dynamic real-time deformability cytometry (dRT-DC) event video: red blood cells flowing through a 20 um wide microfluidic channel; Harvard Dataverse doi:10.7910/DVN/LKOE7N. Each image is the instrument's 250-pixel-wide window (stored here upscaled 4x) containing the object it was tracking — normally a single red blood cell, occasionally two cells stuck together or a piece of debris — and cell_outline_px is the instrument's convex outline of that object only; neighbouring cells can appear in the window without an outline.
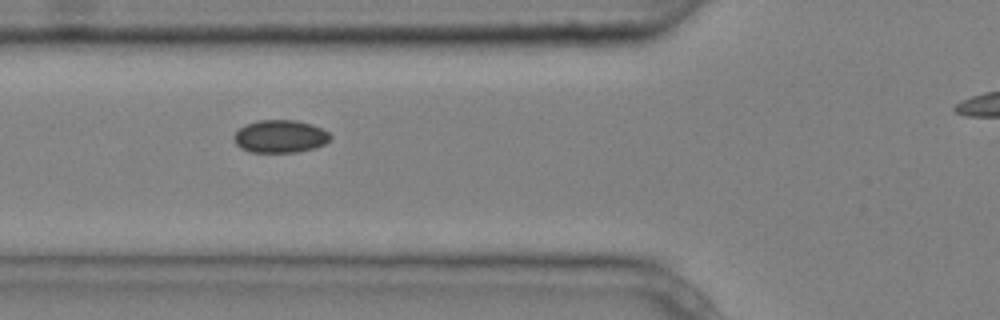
{"species": "common noctule bat (a hibernating species)", "species_latin": "Nyctalus noctula", "temperature_condition": "cold", "stored_images_in_passage": 10, "camera_frame_rate_fps": 3000, "um_per_image_px": 0.085, "animal": {"sex": "male", "body_mass_g": 20.4}, "frame": {"image": 1, "passage_image": 5, "time_ms": 1.333, "image_size_px": [1000, 320], "cell_outline_px": [[332, 140], [316, 148], [296, 152], [248, 152], [240, 148], [236, 144], [232, 136], [244, 124], [260, 120], [296, 120], [312, 124], [328, 132], [332, 136]], "centroid_in_image_um": [23.82, 11.6], "position_along_channel_um": 102.0, "area_um2": 18.61}}
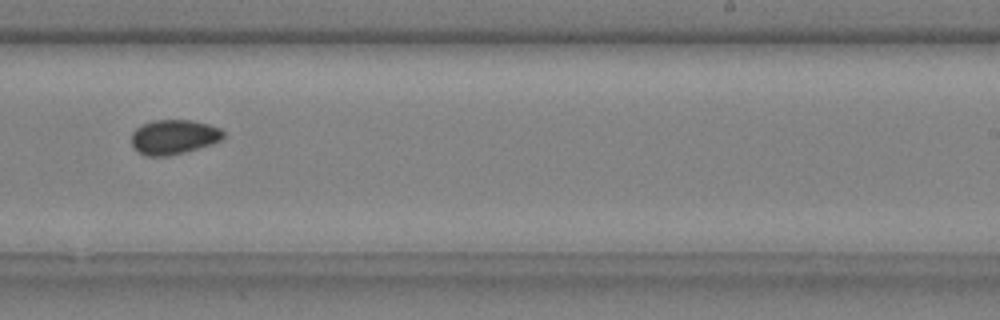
{"frame": {"image": 2, "passage_image": 9, "time_ms": 2.667, "image_size_px": [1000, 320], "cell_outline_px": [[224, 136], [220, 140], [212, 144], [184, 152], [168, 156], [144, 156], [136, 152], [132, 144], [132, 132], [140, 124], [152, 120], [192, 120], [208, 124], [220, 128], [224, 132]], "centroid_in_image_um": [14.73, 11.64], "position_along_channel_um": 274.3, "area_um2": 18.73}}